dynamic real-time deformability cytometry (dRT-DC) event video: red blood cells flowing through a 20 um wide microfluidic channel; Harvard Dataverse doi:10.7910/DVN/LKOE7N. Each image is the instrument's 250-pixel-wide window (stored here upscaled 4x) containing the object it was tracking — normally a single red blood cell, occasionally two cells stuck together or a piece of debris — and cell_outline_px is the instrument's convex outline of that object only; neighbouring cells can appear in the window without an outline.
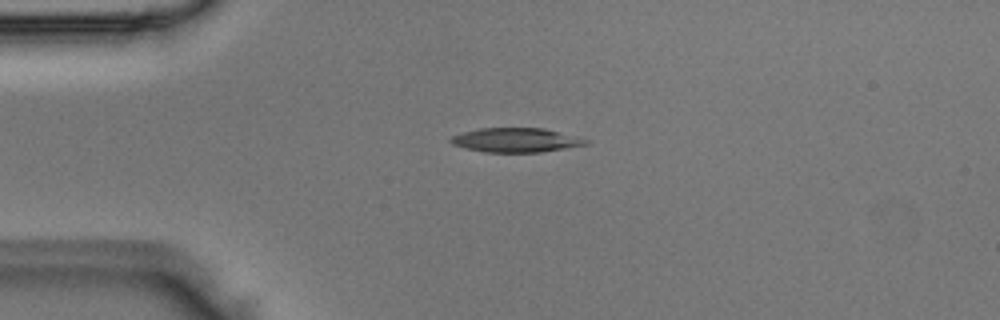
{"species": "Egyptian fruit bat (a non-hibernating species)", "species_latin": "Rousettus aegyptiacus", "temperature_condition": "room temperature", "stored_images_in_passage": 39, "camera_frame_rate_fps": 3000, "um_per_image_px": 0.085, "animal": {"sex": "male"}, "frame": {"image": 1, "passage_image": 1, "time_ms": 0.0, "image_size_px": [1000, 320], "cell_outline_px": [[592, 140], [588, 144], [540, 152], [484, 152], [452, 144], [448, 140], [452, 136], [464, 132], [480, 128], [544, 128]], "centroid_in_image_um": [43.88, 11.9], "position_along_channel_um": 41.1, "area_um2": 18.96}}
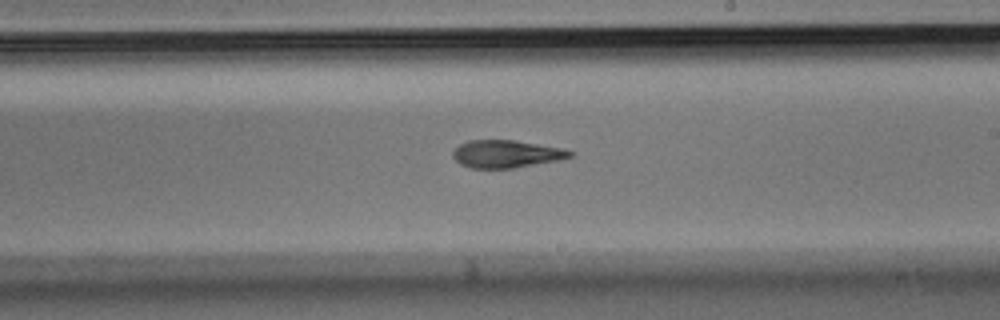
{"frame": {"image": 2, "passage_image": 18, "time_ms": 5.667, "image_size_px": [1000, 320], "cell_outline_px": [[576, 152], [572, 156], [560, 160], [512, 168], [472, 168], [460, 164], [452, 156], [452, 152], [460, 144], [468, 140], [512, 140], [564, 148]], "centroid_in_image_um": [43.06, 13.08], "position_along_channel_um": 245.9, "area_um2": 18.84}}
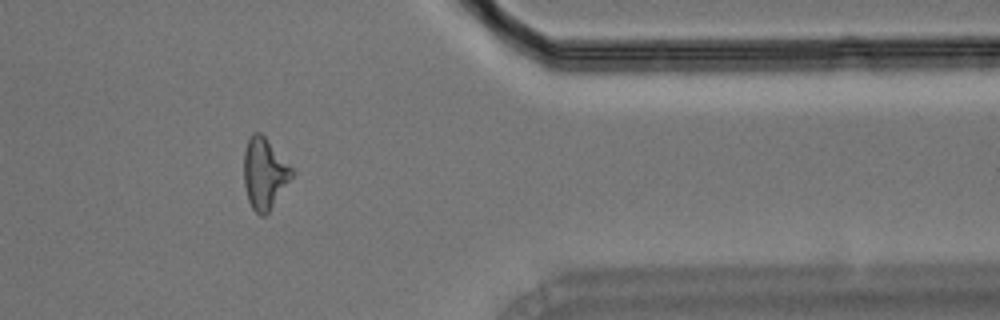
{"frame": {"image": 3, "passage_image": 30, "time_ms": 9.667, "image_size_px": [1000, 320], "cell_outline_px": [[296, 172], [268, 212], [264, 216], [260, 216], [252, 208], [248, 200], [244, 184], [244, 148], [248, 136], [252, 132], [260, 132], [264, 136]], "centroid_in_image_um": [22.46, 14.72], "position_along_channel_um": 388.9, "area_um2": 19.88}}